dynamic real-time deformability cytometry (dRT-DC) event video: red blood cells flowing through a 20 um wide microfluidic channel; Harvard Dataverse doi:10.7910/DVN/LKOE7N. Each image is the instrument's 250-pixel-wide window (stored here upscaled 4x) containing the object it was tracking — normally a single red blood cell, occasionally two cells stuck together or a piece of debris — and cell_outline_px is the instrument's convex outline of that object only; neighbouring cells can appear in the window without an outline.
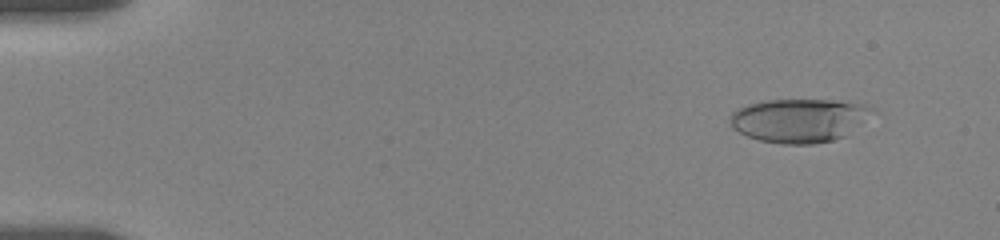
{"species": "human", "species_latin": "Homo sapiens", "temperature_condition": "room temperature", "stored_images_in_passage": 80, "camera_frame_rate_fps": 3000, "um_per_image_px": 0.085, "donor": {"sex": "female"}, "frame": {"image": 1, "passage_image": 7, "time_ms": 1.333, "image_size_px": [1000, 240], "cell_outline_px": [[864, 108], [844, 136], [832, 140], [812, 144], [780, 144], [760, 140], [748, 136], [732, 128], [728, 120], [732, 112], [748, 104], [768, 100], [832, 100], [852, 104]], "centroid_in_image_um": [67.6, 10.25], "position_along_channel_um": 17.4, "area_um2": 33.99}}
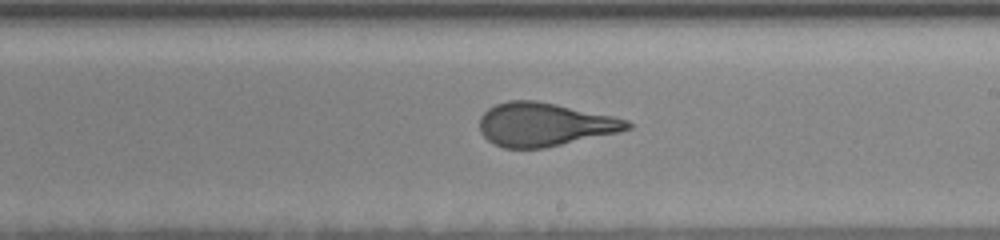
{"frame": {"image": 2, "passage_image": 48, "time_ms": 11.0, "image_size_px": [1000, 240], "cell_outline_px": [[632, 128], [620, 132], [544, 148], [504, 148], [492, 144], [480, 132], [480, 116], [488, 108], [496, 104], [508, 100], [536, 100], [556, 104], [612, 116], [628, 120], [632, 124]], "centroid_in_image_um": [46.26, 10.58], "position_along_channel_um": 242.7, "area_um2": 37.45}}
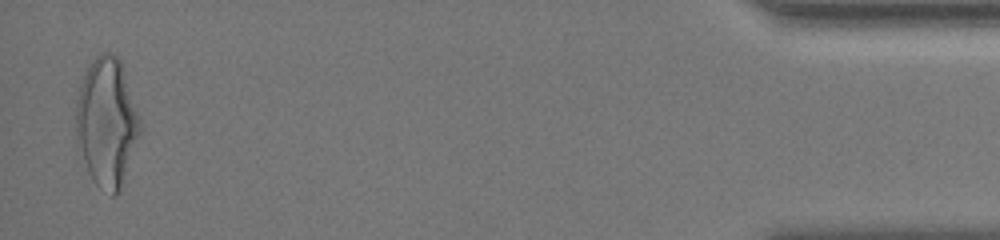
{"frame": {"image": 3, "passage_image": 79, "time_ms": 18.333, "image_size_px": [1000, 240], "cell_outline_px": [[144, 128], [120, 192], [116, 196], [112, 196], [100, 188], [96, 184], [88, 172], [76, 140], [76, 100], [80, 84], [92, 60], [96, 56], [104, 52], [108, 52], [116, 56], [120, 60]], "centroid_in_image_um": [9.11, 10.45], "position_along_channel_um": 426.1, "area_um2": 48.55}, "authors_computed_cell_mechanics": {"area_um2": 37.6856, "velocity_mm_per_s": 3.5476, "shape_relaxation_time_tau1_ms": 5.6087, "shape_relaxation_time_tau2_ms": 1.1012, "deformation_change_tau1": 0.2145, "deformation_change_tau2": 0.1042}}